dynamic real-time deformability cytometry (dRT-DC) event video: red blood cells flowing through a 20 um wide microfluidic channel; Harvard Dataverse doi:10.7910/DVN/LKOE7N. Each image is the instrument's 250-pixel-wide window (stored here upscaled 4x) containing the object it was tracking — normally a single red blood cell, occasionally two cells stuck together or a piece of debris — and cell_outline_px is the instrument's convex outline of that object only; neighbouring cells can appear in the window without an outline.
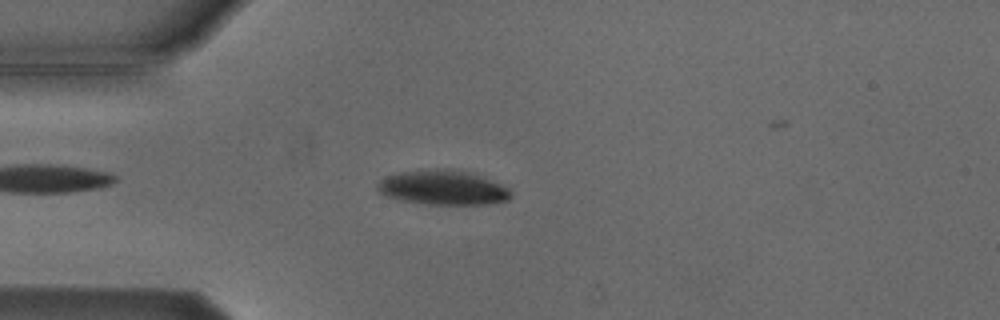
{"species": "Egyptian fruit bat (a non-hibernating species)", "species_latin": "Rousettus aegyptiacus", "temperature_condition": "cold", "stored_images_in_passage": 2, "camera_frame_rate_fps": 3000, "um_per_image_px": 0.085, "animal": {"sex": "male"}, "frame": {"image": 1, "passage_image": 1, "time_ms": 0.0, "image_size_px": [1000, 320], "cell_outline_px": [[512, 196], [508, 200], [488, 204], [428, 204], [400, 200], [388, 196], [380, 192], [376, 188], [376, 184], [380, 180], [388, 176], [400, 172], [436, 168], [448, 168], [468, 172], [480, 176], [500, 184], [508, 188], [512, 192]], "centroid_in_image_um": [37.65, 15.94], "position_along_channel_um": 47.4, "area_um2": 26.76}}